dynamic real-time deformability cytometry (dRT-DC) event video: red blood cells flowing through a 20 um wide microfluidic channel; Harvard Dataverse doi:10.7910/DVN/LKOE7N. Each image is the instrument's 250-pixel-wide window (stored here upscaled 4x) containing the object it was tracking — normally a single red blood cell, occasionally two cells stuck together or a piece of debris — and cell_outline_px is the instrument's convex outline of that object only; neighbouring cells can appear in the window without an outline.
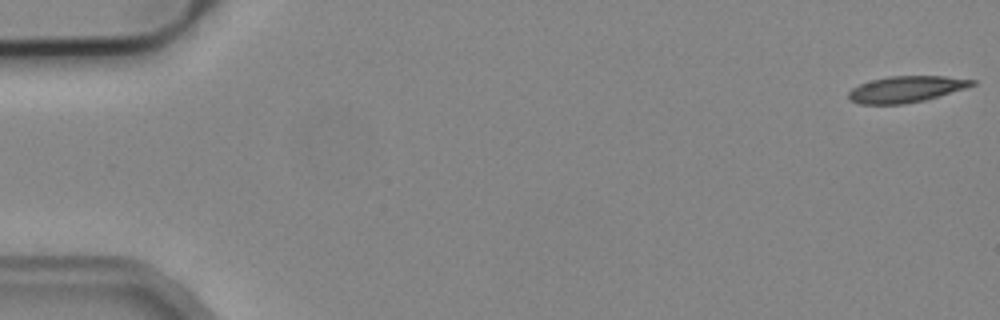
{"species": "common noctule bat (a hibernating species)", "species_latin": "Nyctalus noctula", "temperature_condition": "cold", "stored_images_in_passage": 4, "segment_of_instrument_passage": [2, 2], "camera_frame_rate_fps": 3000, "um_per_image_px": 0.085, "animal": {"sex": "male", "body_mass_g": 19.2, "forearm_length_mm": 51.8}, "frame": {"image": 1, "passage_image": 4, "time_ms": 3.333, "image_size_px": [1000, 320], "cell_outline_px": [[976, 84], [940, 96], [924, 100], [904, 104], [860, 104], [848, 100], [848, 92], [852, 88], [860, 84], [872, 80], [888, 76], [944, 76], [976, 80]], "centroid_in_image_um": [76.99, 7.58], "position_along_channel_um": 8.0, "area_um2": 18.9}}